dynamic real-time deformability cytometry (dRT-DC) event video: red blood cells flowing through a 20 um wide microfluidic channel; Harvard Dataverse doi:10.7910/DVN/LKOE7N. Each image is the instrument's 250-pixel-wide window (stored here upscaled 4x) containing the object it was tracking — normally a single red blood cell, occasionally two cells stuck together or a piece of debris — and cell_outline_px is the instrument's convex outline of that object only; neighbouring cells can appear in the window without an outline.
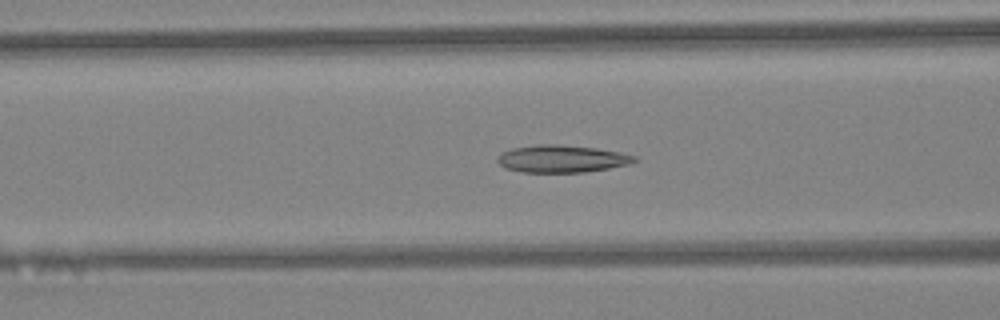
{"species": "Egyptian fruit bat (a non-hibernating species)", "species_latin": "Rousettus aegyptiacus", "temperature_condition": "warm", "stored_images_in_passage": 39, "camera_frame_rate_fps": 3000, "um_per_image_px": 0.085, "animal": {"sex": "female"}, "frame": {"image": 1, "passage_image": 17, "time_ms": 5.333, "image_size_px": [1000, 320], "cell_outline_px": [[636, 160], [628, 164], [608, 168], [584, 172], [520, 172], [504, 168], [496, 160], [496, 156], [500, 152], [512, 148], [536, 144], [556, 144], [596, 148], [620, 152], [636, 156]], "centroid_in_image_um": [47.68, 13.49], "position_along_channel_um": 118.9, "area_um2": 21.91}}
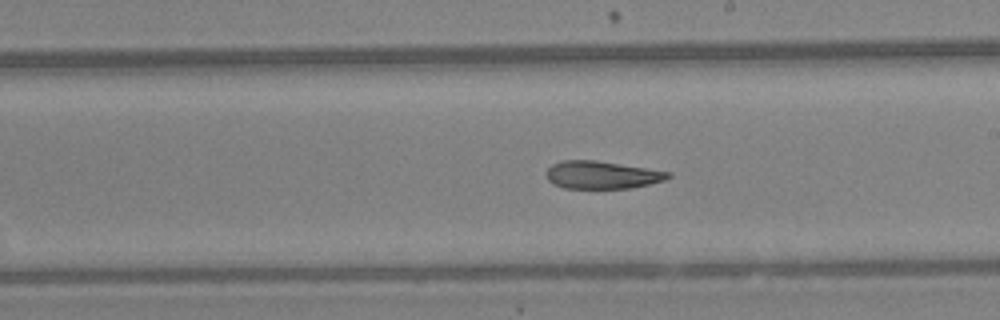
{"frame": {"image": 2, "passage_image": 25, "time_ms": 8.0, "image_size_px": [1000, 320], "cell_outline_px": [[672, 176], [664, 180], [632, 188], [564, 188], [552, 184], [544, 176], [544, 172], [552, 164], [560, 160], [596, 160], [672, 172]], "centroid_in_image_um": [51.11, 14.86], "position_along_channel_um": 237.9, "area_um2": 19.88}}
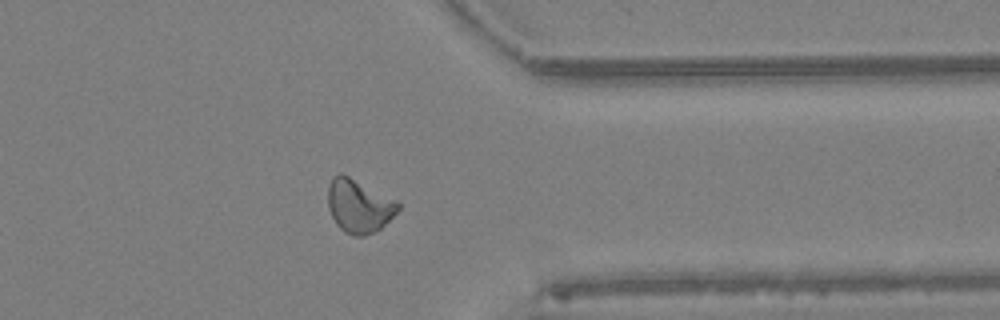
{"frame": {"image": 3, "passage_image": 35, "time_ms": 11.333, "image_size_px": [1000, 320], "cell_outline_px": [[400, 208], [376, 232], [364, 236], [352, 236], [344, 232], [336, 224], [328, 208], [328, 188], [332, 176], [340, 172], [396, 200], [400, 204]], "centroid_in_image_um": [30.48, 17.52], "position_along_channel_um": 380.9, "area_um2": 21.68}, "authors_computed_cell_mechanics": {"area_um2": 21.675, "velocity_mm_per_s": 4.4807, "shape_relaxation_time_tau1_ms": null, "shape_relaxation_time_tau2_ms": 2.9106, "deformation_change_tau1": null, "deformation_change_tau2": 0.0921}}